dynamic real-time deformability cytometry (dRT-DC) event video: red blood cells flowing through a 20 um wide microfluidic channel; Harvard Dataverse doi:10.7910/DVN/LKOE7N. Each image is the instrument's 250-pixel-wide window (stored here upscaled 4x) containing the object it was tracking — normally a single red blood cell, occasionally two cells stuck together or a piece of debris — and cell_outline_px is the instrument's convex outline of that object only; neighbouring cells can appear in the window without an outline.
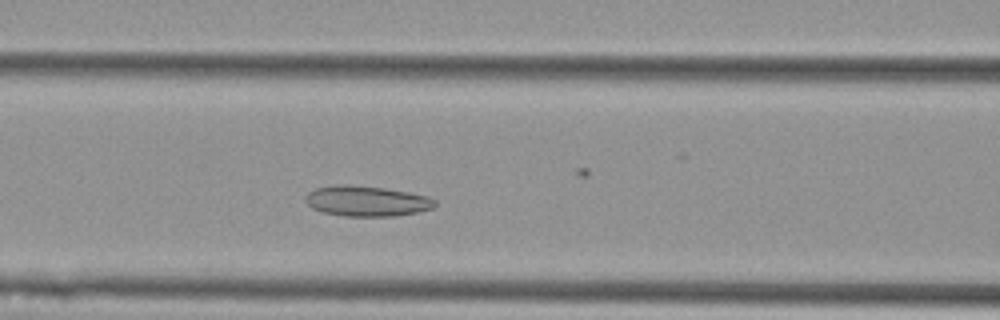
{"species": "Egyptian fruit bat (a non-hibernating species)", "species_latin": "Rousettus aegyptiacus", "temperature_condition": "cold", "stored_images_in_passage": 48, "camera_frame_rate_fps": 3000, "um_per_image_px": 0.085, "animal": {"sex": "female"}, "frame": {"image": 1, "passage_image": 15, "time_ms": 4.667, "image_size_px": [1000, 320], "cell_outline_px": [[436, 204], [432, 208], [416, 212], [396, 216], [344, 216], [324, 212], [312, 208], [304, 200], [304, 196], [308, 192], [316, 188], [344, 184], [384, 188], [408, 192], [428, 196], [436, 200]], "centroid_in_image_um": [31.16, 17.09], "position_along_channel_um": 135.4, "area_um2": 22.83}}
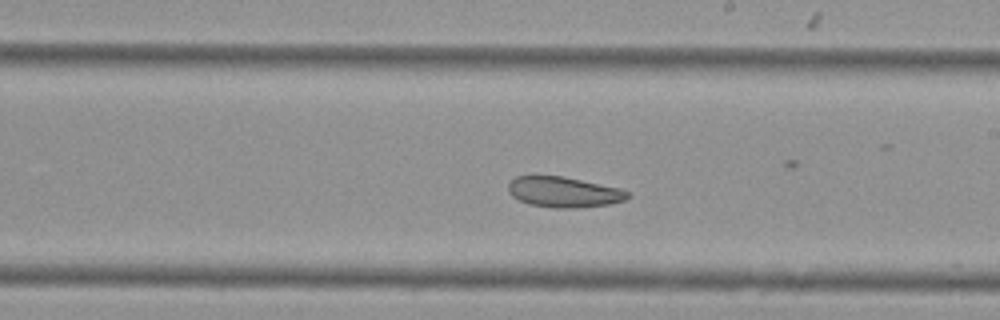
{"frame": {"image": 2, "passage_image": 24, "time_ms": 7.667, "image_size_px": [1000, 320], "cell_outline_px": [[632, 196], [624, 200], [608, 204], [580, 208], [552, 208], [528, 204], [512, 196], [508, 192], [508, 184], [516, 176], [564, 176], [620, 188], [628, 192]], "centroid_in_image_um": [47.93, 16.33], "position_along_channel_um": 241.1, "area_um2": 21.33}}
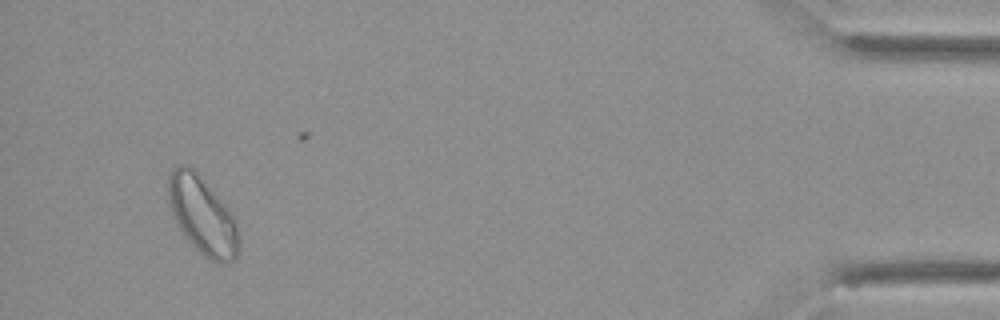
{"frame": {"image": 3, "passage_image": 45, "time_ms": 14.667, "image_size_px": [1000, 320], "cell_outline_px": [[240, 248], [236, 260], [224, 264], [220, 264], [204, 256], [184, 236], [168, 204], [168, 176], [172, 168], [180, 164], [184, 164], [192, 168], [204, 180], [232, 212], [240, 236]], "centroid_in_image_um": [17.24, 18.34], "position_along_channel_um": 418.0, "area_um2": 32.14}, "authors_computed_cell_mechanics": {"area_um2": 24.7095, "velocity_mm_per_s": 3.5494, "shape_relaxation_time_tau1_ms": null, "shape_relaxation_time_tau2_ms": 3.5821, "deformation_change_tau1": null, "deformation_change_tau2": 0.0955}}